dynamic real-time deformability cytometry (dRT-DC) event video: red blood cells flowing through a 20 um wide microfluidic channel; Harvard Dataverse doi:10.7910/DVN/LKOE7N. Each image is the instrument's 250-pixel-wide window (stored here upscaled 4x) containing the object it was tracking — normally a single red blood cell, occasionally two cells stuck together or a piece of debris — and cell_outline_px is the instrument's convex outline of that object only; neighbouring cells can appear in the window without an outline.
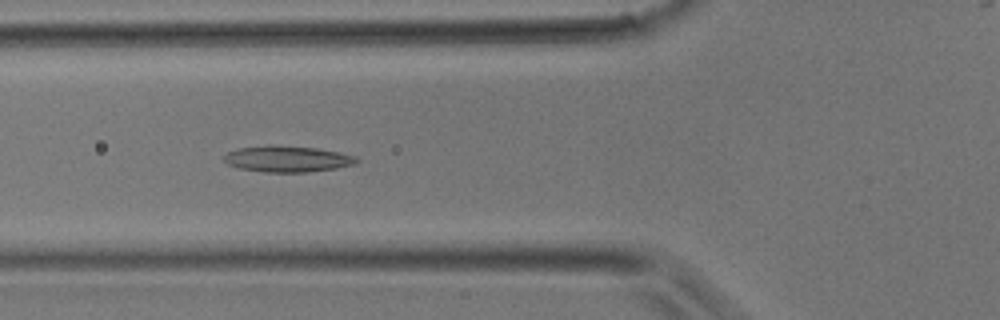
{"species": "common noctule bat (a hibernating species)", "species_latin": "Nyctalus noctula", "temperature_condition": "room temperature", "stored_images_in_passage": 36, "camera_frame_rate_fps": 3000, "um_per_image_px": 0.085, "animal": {"sex": "male", "body_mass_g": 17.9}, "frame": {"image": 1, "passage_image": 13, "time_ms": 4.0, "image_size_px": [1000, 320], "cell_outline_px": [[360, 160], [356, 164], [336, 168], [308, 172], [264, 172], [240, 168], [228, 164], [224, 160], [224, 156], [228, 152], [240, 148], [272, 144], [316, 148], [340, 152], [356, 156]], "centroid_in_image_um": [24.47, 13.5], "position_along_channel_um": 101.3, "area_um2": 20.29}}
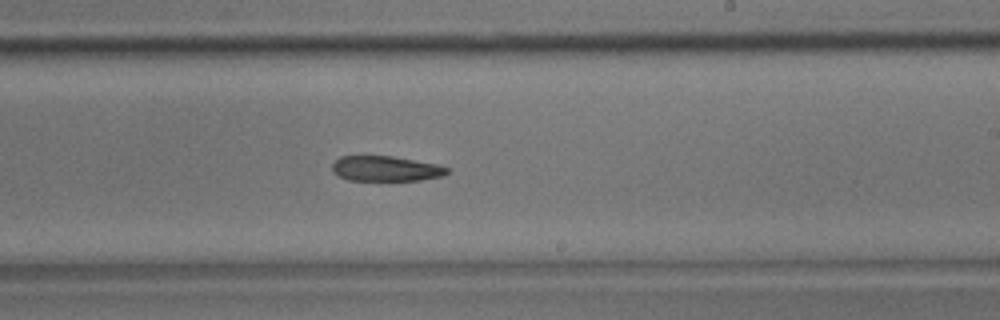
{"frame": {"image": 2, "passage_image": 22, "time_ms": 7.0, "image_size_px": [1000, 320], "cell_outline_px": [[448, 172], [444, 176], [420, 180], [348, 180], [340, 176], [332, 168], [332, 164], [340, 156], [392, 156], [436, 164], [448, 168]], "centroid_in_image_um": [32.81, 14.33], "position_along_channel_um": 256.2, "area_um2": 16.65}}
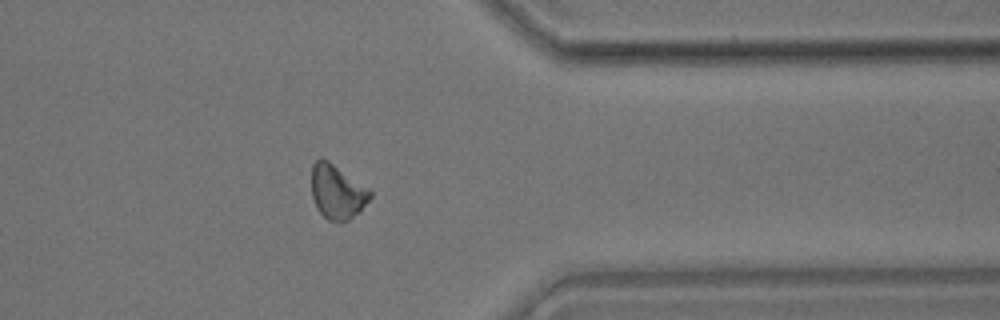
{"frame": {"image": 3, "passage_image": 30, "time_ms": 9.667, "image_size_px": [1000, 320], "cell_outline_px": [[372, 196], [348, 220], [328, 220], [316, 208], [312, 196], [312, 164], [320, 156], [328, 160], [368, 188], [372, 192]], "centroid_in_image_um": [28.61, 16.26], "position_along_channel_um": 382.8, "area_um2": 18.09}}